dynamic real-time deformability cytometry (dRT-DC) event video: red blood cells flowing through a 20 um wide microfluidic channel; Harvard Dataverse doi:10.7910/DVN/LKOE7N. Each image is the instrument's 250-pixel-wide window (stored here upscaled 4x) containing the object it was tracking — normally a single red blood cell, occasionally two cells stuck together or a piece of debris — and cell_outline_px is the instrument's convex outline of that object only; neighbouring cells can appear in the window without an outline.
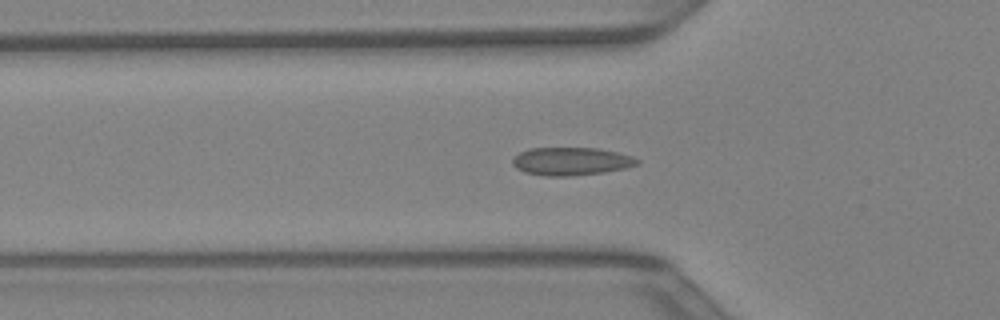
{"species": "Egyptian fruit bat (a non-hibernating species)", "species_latin": "Rousettus aegyptiacus", "temperature_condition": "warm", "stored_images_in_passage": 31, "camera_frame_rate_fps": 3000, "um_per_image_px": 0.085, "animal": {"sex": "female"}, "frame": {"image": 1, "passage_image": 2, "time_ms": 0.333, "image_size_px": [1000, 320], "cell_outline_px": [[640, 164], [624, 168], [604, 172], [568, 176], [544, 176], [524, 172], [516, 168], [512, 164], [512, 160], [520, 152], [528, 148], [596, 148], [616, 152], [632, 156], [640, 160]], "centroid_in_image_um": [48.54, 13.71], "position_along_channel_um": 77.3, "area_um2": 20.29}}
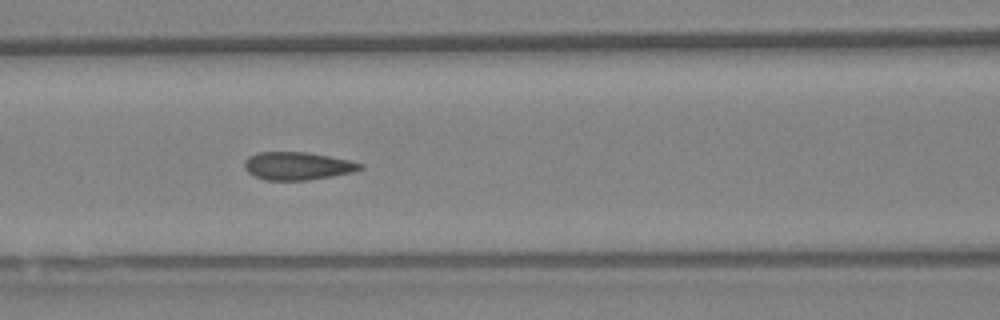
{"frame": {"image": 2, "passage_image": 6, "time_ms": 1.667, "image_size_px": [1000, 320], "cell_outline_px": [[364, 168], [352, 172], [332, 176], [308, 180], [264, 180], [248, 172], [244, 168], [244, 160], [248, 156], [260, 152], [308, 152], [348, 160], [364, 164]], "centroid_in_image_um": [25.28, 14.1], "position_along_channel_um": 141.3, "area_um2": 18.79}}
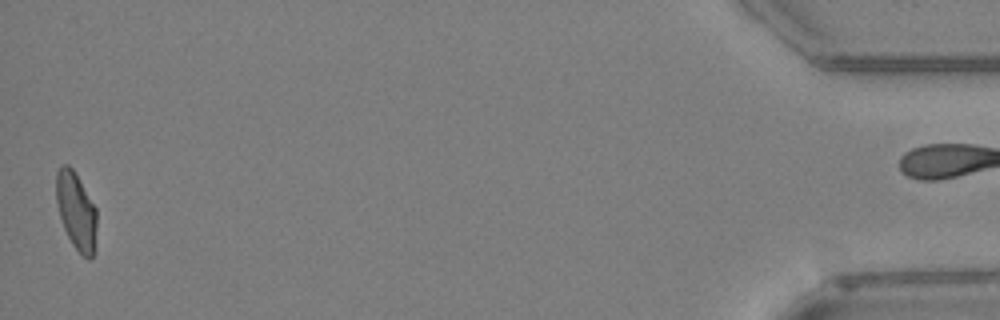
{"frame": {"image": 3, "passage_image": 30, "time_ms": 9.667, "image_size_px": [1000, 320], "cell_outline_px": [[96, 228], [92, 256], [88, 260], [72, 244], [64, 228], [60, 216], [56, 200], [56, 172], [60, 164], [68, 164], [72, 168], [96, 208]], "centroid_in_image_um": [6.45, 17.88], "position_along_channel_um": 428.7, "area_um2": 17.92}}